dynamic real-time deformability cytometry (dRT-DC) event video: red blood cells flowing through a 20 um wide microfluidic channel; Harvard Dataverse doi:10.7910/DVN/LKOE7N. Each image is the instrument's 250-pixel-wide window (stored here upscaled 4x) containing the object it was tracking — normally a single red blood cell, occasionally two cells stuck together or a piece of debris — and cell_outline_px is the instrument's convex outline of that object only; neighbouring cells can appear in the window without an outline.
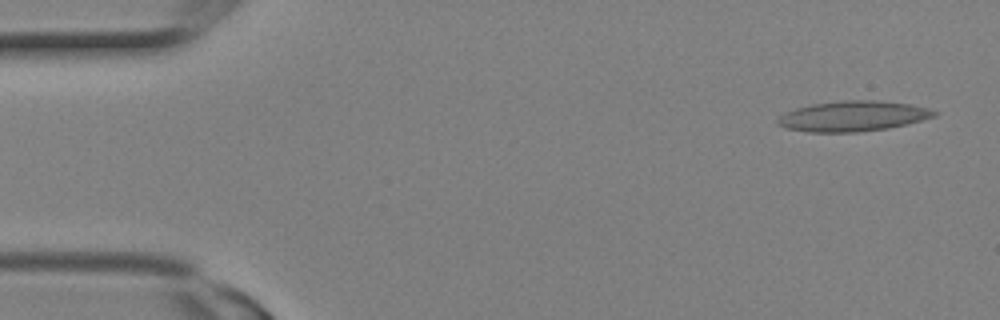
{"species": "Egyptian fruit bat (a non-hibernating species)", "species_latin": "Rousettus aegyptiacus", "temperature_condition": "room temperature", "stored_images_in_passage": 3, "camera_frame_rate_fps": 3000, "um_per_image_px": 0.085, "animal": {"sex": "female"}, "frame": {"image": 1, "passage_image": 1, "time_ms": 0.0, "image_size_px": [1000, 320], "cell_outline_px": [[940, 112], [936, 116], [888, 128], [856, 132], [808, 132], [784, 128], [776, 124], [776, 120], [784, 112], [796, 108], [812, 104], [840, 100], [880, 100], [908, 104], [928, 108]], "centroid_in_image_um": [72.45, 9.87], "position_along_channel_um": 12.5, "area_um2": 27.74}}